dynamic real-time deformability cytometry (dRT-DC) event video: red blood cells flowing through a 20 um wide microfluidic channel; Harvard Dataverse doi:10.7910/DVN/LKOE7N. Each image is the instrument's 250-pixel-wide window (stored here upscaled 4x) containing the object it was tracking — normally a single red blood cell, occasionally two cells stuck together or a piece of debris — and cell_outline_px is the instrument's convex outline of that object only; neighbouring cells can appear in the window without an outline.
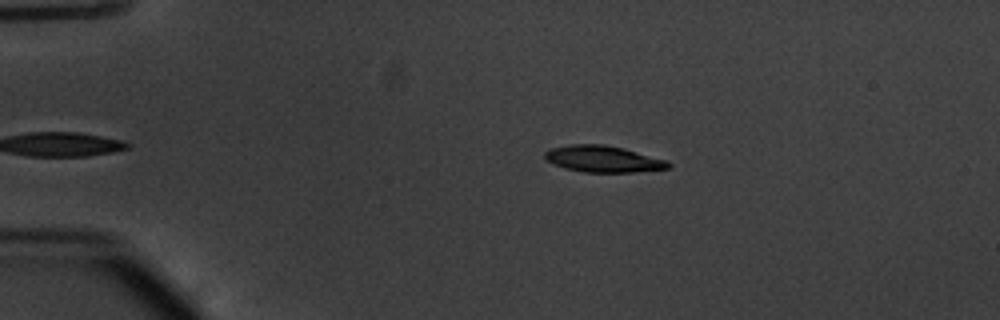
{"species": "common noctule bat (a hibernating species)", "species_latin": "Nyctalus noctula", "temperature_condition": "warm", "stored_images_in_passage": 37, "camera_frame_rate_fps": 3000, "um_per_image_px": 0.085, "animal": {"sex": "male", "body_mass_g": 20.1, "forearm_length_mm": 53.5}, "frame": {"image": 1, "passage_image": 2, "time_ms": 0.333, "image_size_px": [1000, 320], "cell_outline_px": [[672, 168], [632, 172], [584, 172], [564, 168], [552, 164], [544, 160], [544, 152], [552, 148], [568, 144], [604, 144], [624, 148], [668, 160], [672, 164]], "centroid_in_image_um": [51.27, 13.51], "position_along_channel_um": 33.7, "area_um2": 19.36}}
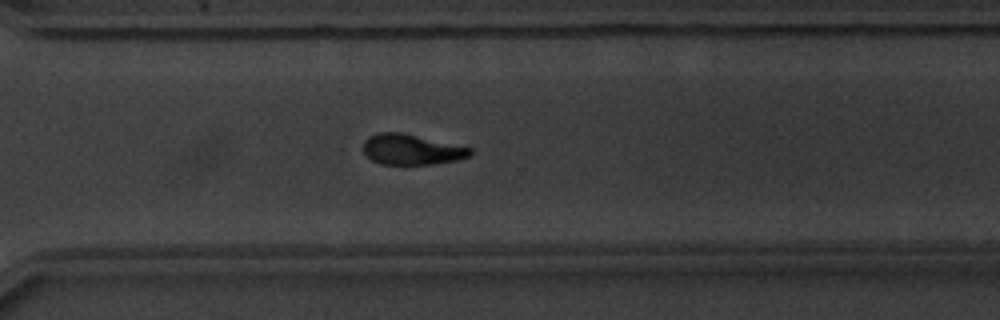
{"frame": {"image": 2, "passage_image": 30, "time_ms": 9.667, "image_size_px": [1000, 320], "cell_outline_px": [[472, 156], [460, 160], [432, 164], [380, 164], [372, 160], [364, 152], [364, 140], [368, 136], [380, 132], [400, 132], [472, 148]], "centroid_in_image_um": [35.0, 12.71], "position_along_channel_um": 335.6, "area_um2": 18.96}}
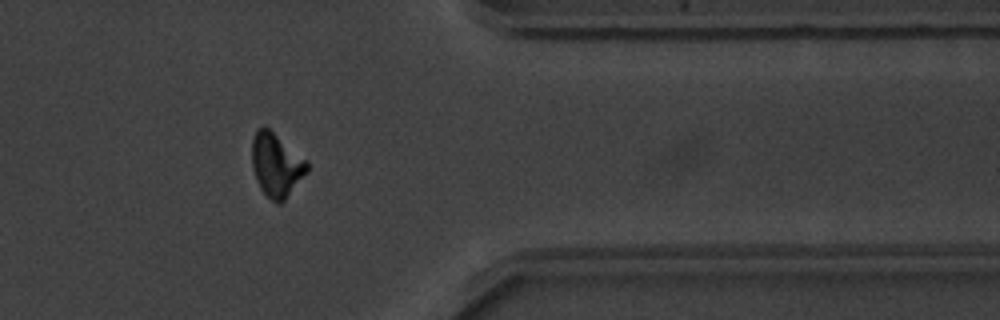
{"frame": {"image": 3, "passage_image": 35, "time_ms": 11.333, "image_size_px": [1000, 320], "cell_outline_px": [[308, 172], [284, 200], [280, 204], [276, 204], [260, 188], [256, 180], [252, 168], [252, 140], [256, 128], [264, 124], [308, 160]], "centroid_in_image_um": [23.48, 13.98], "position_along_channel_um": 387.9, "area_um2": 20.69}, "authors_computed_cell_mechanics": {"area_um2": 19.8254, "velocity_mm_per_s": 3.825, "shape_relaxation_time_tau1_ms": 2.4493, "shape_relaxation_time_tau2_ms": 7.2582, "deformation_change_tau1": 0.1433, "deformation_change_tau2": 0.1203}}